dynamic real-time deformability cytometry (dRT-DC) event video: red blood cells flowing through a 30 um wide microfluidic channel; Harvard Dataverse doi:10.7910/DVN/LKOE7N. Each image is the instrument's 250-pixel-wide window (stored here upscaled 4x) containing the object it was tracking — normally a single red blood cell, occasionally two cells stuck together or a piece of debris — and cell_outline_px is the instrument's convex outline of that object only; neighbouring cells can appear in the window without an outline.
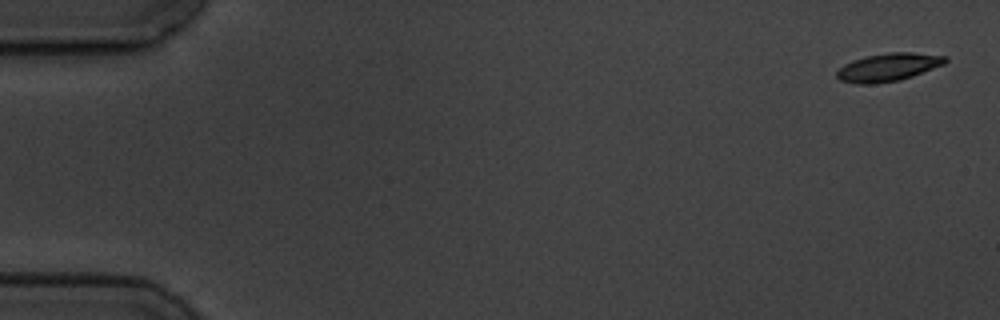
{"species": "common noctule bat (a hibernating species)", "species_latin": "Nyctalus noctula", "temperature_condition": "cold", "stored_images_in_passage": 5, "camera_frame_rate_fps": 3000, "um_per_image_px": 0.085, "animal": {"sex": "male", "body_mass_g": 19.5, "forearm_length_mm": 54.6}, "frame": {"image": 1, "passage_image": 1, "time_ms": 0.0, "image_size_px": [1000, 320], "cell_outline_px": [[948, 60], [944, 64], [912, 76], [900, 80], [872, 84], [856, 84], [840, 80], [836, 76], [836, 72], [844, 64], [852, 60], [868, 56], [888, 52], [912, 52], [948, 56]], "centroid_in_image_um": [75.5, 5.71], "position_along_channel_um": 9.5, "area_um2": 17.69}}
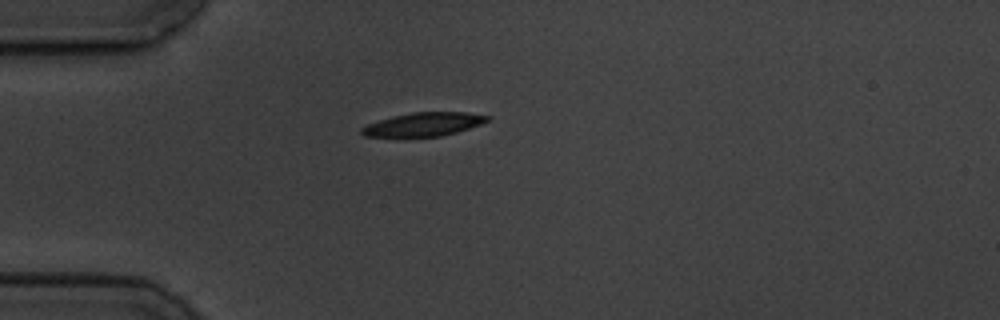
{"frame": {"image": 2, "passage_image": 5, "time_ms": 4.667, "image_size_px": [1000, 320], "cell_outline_px": [[492, 116], [488, 120], [480, 124], [456, 132], [440, 136], [364, 136], [360, 132], [360, 128], [368, 124], [392, 116], [412, 112], [468, 112]], "centroid_in_image_um": [36.02, 10.55], "position_along_channel_um": 49.0, "area_um2": 17.05}}